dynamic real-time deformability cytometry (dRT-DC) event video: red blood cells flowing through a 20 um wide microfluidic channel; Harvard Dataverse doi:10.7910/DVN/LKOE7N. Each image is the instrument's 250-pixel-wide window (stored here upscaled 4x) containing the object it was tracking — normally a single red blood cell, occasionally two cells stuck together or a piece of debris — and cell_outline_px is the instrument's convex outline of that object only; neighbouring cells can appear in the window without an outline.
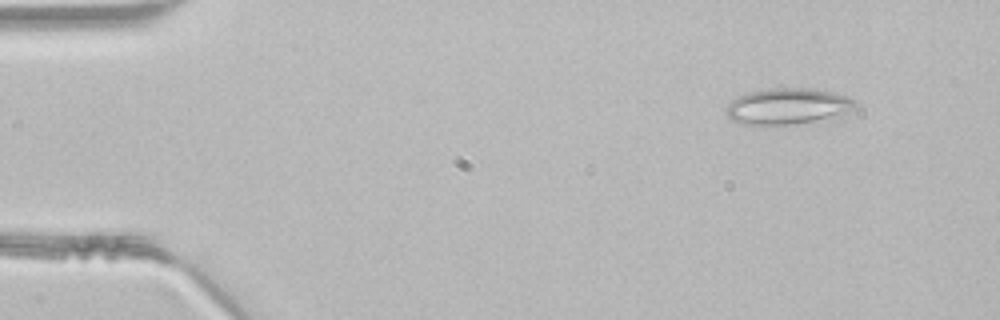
{"species": "common noctule bat (a hibernating species)", "species_latin": "Nyctalus noctula", "temperature_condition": "room temperature", "stored_images_in_passage": 43, "camera_frame_rate_fps": 3000, "um_per_image_px": 0.085, "animal": {"sex": "male", "body_mass_g": 21.5, "forearm_length_mm": 52.0}, "frame": {"image": 1, "passage_image": 2, "time_ms": 0.333, "image_size_px": [1000, 320], "cell_outline_px": [[856, 108], [840, 116], [792, 124], [744, 124], [728, 120], [724, 112], [728, 104], [732, 100], [748, 92], [768, 88], [812, 88], [832, 92], [848, 96], [856, 100]], "centroid_in_image_um": [66.95, 9.02], "position_along_channel_um": 18.0, "area_um2": 27.34}}
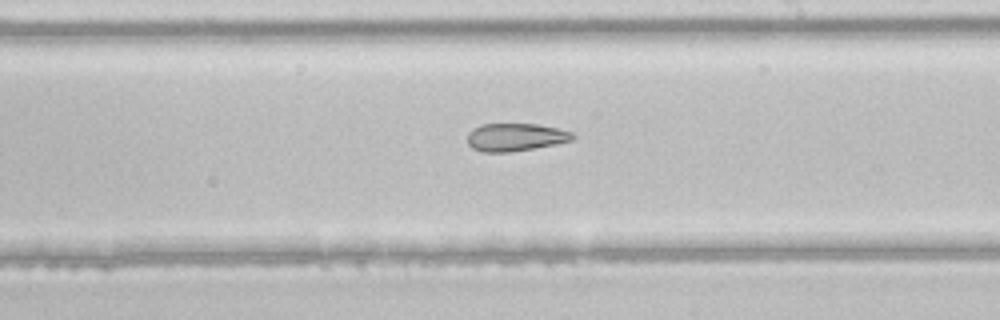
{"frame": {"image": 2, "passage_image": 24, "time_ms": 7.667, "image_size_px": [1000, 320], "cell_outline_px": [[576, 136], [572, 140], [556, 144], [508, 152], [480, 152], [472, 148], [468, 144], [468, 132], [472, 128], [480, 124], [540, 124], [572, 132]], "centroid_in_image_um": [43.79, 11.65], "position_along_channel_um": 245.2, "area_um2": 17.11}}
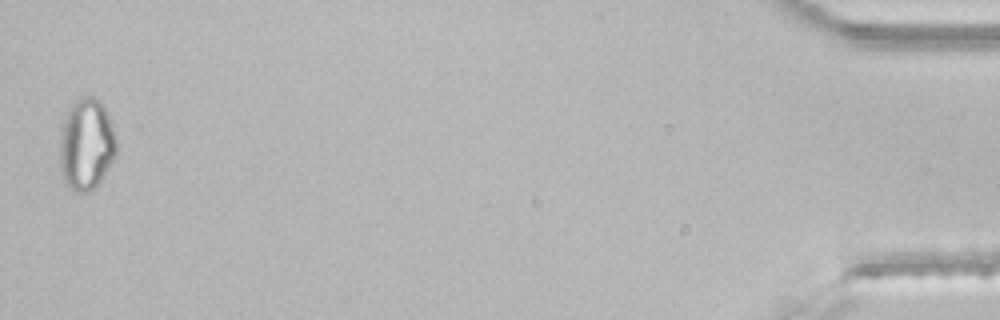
{"frame": {"image": 3, "passage_image": 43, "time_ms": 14.0, "image_size_px": [1000, 320], "cell_outline_px": [[116, 156], [104, 176], [96, 188], [92, 192], [72, 192], [64, 184], [60, 168], [60, 140], [64, 120], [68, 108], [80, 96], [92, 96], [100, 100], [108, 116], [116, 140]], "centroid_in_image_um": [7.33, 12.33], "position_along_channel_um": 427.9, "area_um2": 30.58}}